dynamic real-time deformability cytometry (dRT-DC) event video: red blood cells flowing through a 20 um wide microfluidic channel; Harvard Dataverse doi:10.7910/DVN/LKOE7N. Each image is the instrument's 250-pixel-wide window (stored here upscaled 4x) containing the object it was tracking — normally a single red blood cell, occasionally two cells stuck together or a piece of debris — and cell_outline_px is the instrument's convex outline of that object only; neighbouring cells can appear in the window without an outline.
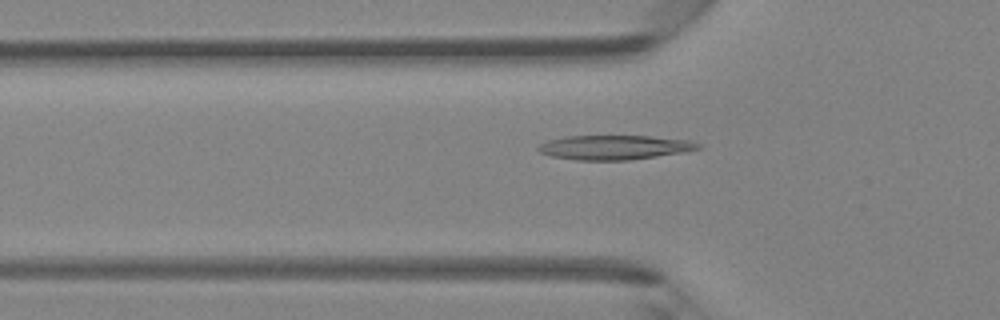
{"species": "Egyptian fruit bat (a non-hibernating species)", "species_latin": "Rousettus aegyptiacus", "temperature_condition": "room temperature", "stored_images_in_passage": 33, "camera_frame_rate_fps": 3000, "um_per_image_px": 0.085, "animal": {"sex": "female"}, "frame": {"image": 1, "passage_image": 3, "time_ms": 0.667, "image_size_px": [1000, 320], "cell_outline_px": [[700, 148], [684, 152], [628, 160], [576, 160], [552, 156], [540, 152], [536, 148], [540, 144], [548, 140], [568, 136], [648, 136], [692, 140], [700, 144]], "centroid_in_image_um": [52.23, 12.52], "position_along_channel_um": 73.6, "area_um2": 22.6}}
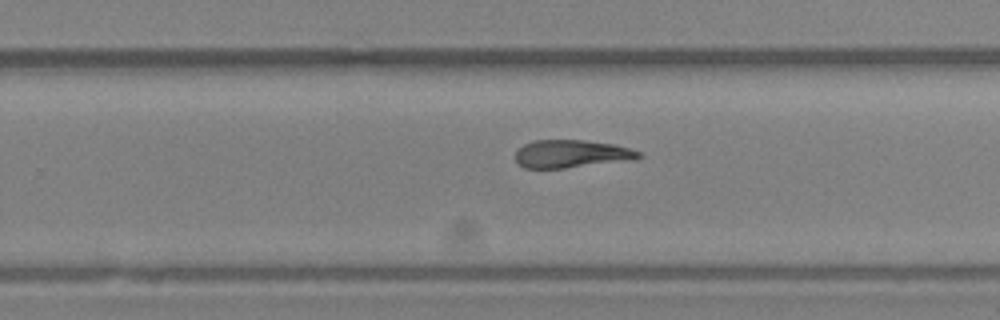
{"frame": {"image": 2, "passage_image": 17, "time_ms": 5.333, "image_size_px": [1000, 320], "cell_outline_px": [[644, 156], [636, 160], [564, 168], [524, 168], [516, 160], [516, 152], [524, 144], [536, 140], [584, 140], [612, 144], [628, 148], [640, 152]], "centroid_in_image_um": [48.62, 13.08], "position_along_channel_um": 281.2, "area_um2": 20.0}}
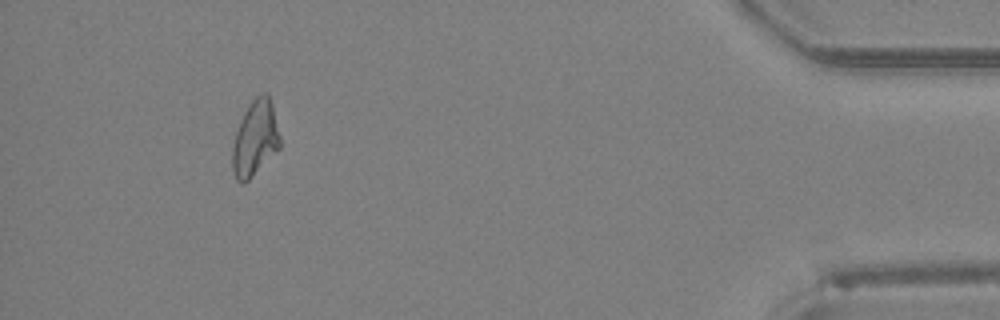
{"frame": {"image": 3, "passage_image": 30, "time_ms": 9.667, "image_size_px": [1000, 320], "cell_outline_px": [[280, 148], [244, 184], [240, 184], [236, 180], [232, 172], [232, 148], [236, 132], [240, 120], [244, 112], [252, 100], [256, 96], [264, 92], [268, 92], [272, 104], [280, 136]], "centroid_in_image_um": [21.68, 11.77], "position_along_channel_um": 413.5, "area_um2": 20.98}}